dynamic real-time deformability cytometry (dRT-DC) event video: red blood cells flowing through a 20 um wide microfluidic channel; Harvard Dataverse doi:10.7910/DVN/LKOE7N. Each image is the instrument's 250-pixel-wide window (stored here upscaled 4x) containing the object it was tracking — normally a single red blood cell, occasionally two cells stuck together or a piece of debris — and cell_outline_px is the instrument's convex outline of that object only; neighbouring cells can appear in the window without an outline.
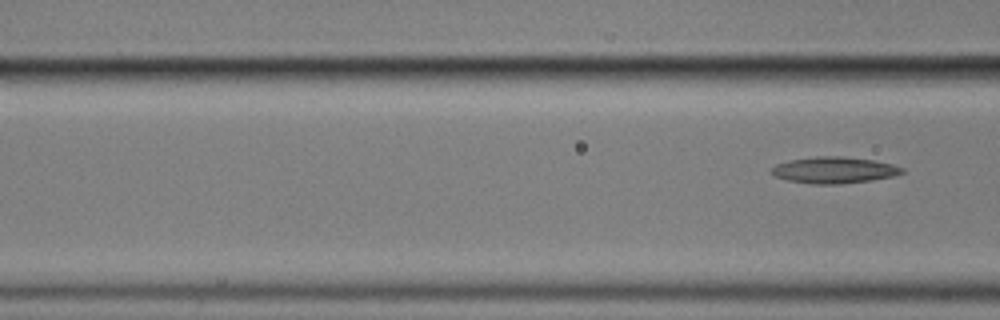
{"species": "common noctule bat (a hibernating species)", "species_latin": "Nyctalus noctula", "temperature_condition": "cold", "stored_images_in_passage": 5, "segment_of_instrument_passage": [2, 2], "camera_frame_rate_fps": 3000, "um_per_image_px": 0.085, "animal": {"sex": "male", "body_mass_g": 17.9}, "frame": {"image": 1, "passage_image": 5, "time_ms": 5.667, "image_size_px": [1000, 320], "cell_outline_px": [[904, 172], [896, 176], [872, 180], [840, 184], [812, 184], [788, 180], [776, 176], [768, 172], [776, 164], [792, 160], [816, 156], [840, 156], [872, 160], [892, 164], [904, 168]], "centroid_in_image_um": [70.92, 14.46], "position_along_channel_um": 95.7, "area_um2": 20.06}}